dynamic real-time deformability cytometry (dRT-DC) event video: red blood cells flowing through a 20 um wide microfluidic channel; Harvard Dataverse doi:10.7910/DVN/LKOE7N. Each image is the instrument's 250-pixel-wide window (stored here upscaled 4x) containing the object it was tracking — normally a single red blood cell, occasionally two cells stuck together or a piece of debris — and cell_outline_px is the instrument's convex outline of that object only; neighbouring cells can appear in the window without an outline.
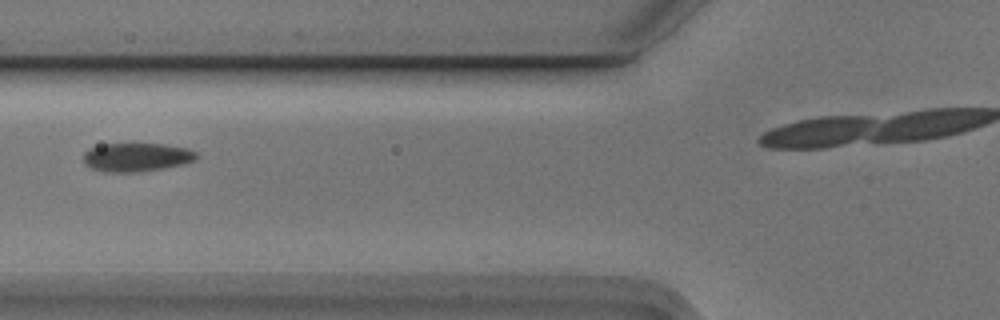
{"species": "Egyptian fruit bat (a non-hibernating species)", "species_latin": "Rousettus aegyptiacus", "temperature_condition": "cold", "stored_images_in_passage": 6, "camera_frame_rate_fps": 3000, "um_per_image_px": 0.085, "animal": {"sex": "male"}, "frame": {"image": 1, "passage_image": 4, "time_ms": 1.0, "image_size_px": [1000, 320], "cell_outline_px": [[196, 160], [184, 164], [164, 168], [140, 172], [104, 172], [92, 168], [84, 164], [84, 152], [88, 148], [104, 144], [164, 144], [188, 148], [196, 152]], "centroid_in_image_um": [11.61, 13.36], "position_along_channel_um": 114.2, "area_um2": 18.96}}
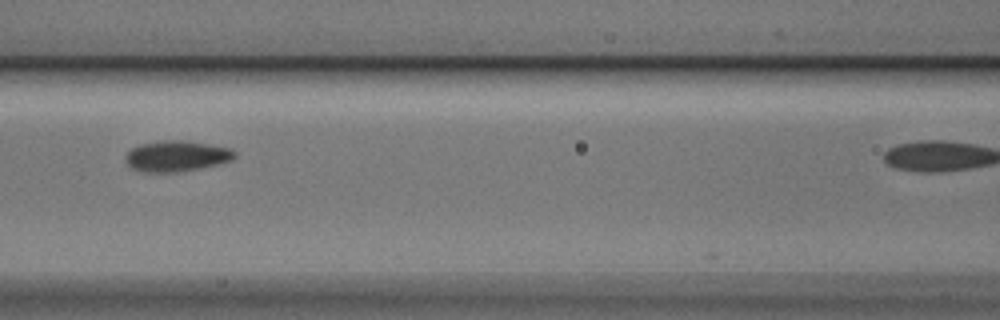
{"frame": {"image": 2, "passage_image": 5, "time_ms": 1.333, "image_size_px": [1000, 320], "cell_outline_px": [[236, 156], [232, 160], [200, 168], [180, 172], [144, 172], [132, 168], [128, 164], [124, 156], [132, 148], [140, 144], [160, 140], [180, 140], [208, 144], [228, 148], [236, 152]], "centroid_in_image_um": [14.98, 13.27], "position_along_channel_um": 151.6, "area_um2": 19.48}}